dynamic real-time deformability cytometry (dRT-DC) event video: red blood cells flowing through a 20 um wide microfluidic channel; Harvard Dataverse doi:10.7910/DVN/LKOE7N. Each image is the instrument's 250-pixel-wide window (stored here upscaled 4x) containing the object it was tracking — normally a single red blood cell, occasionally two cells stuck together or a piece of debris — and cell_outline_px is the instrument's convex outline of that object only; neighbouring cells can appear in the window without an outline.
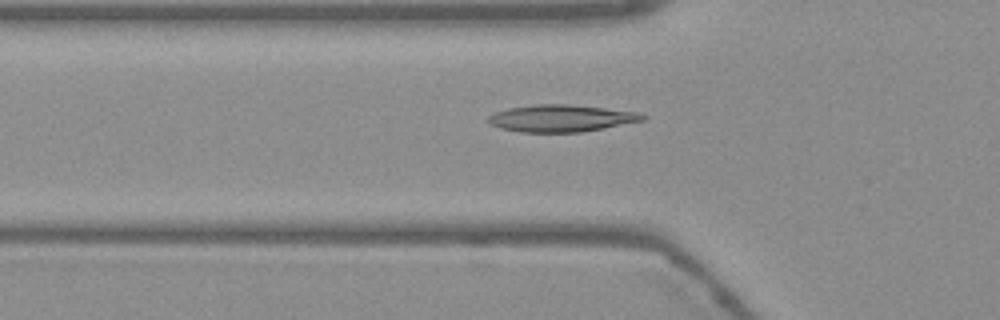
{"species": "Egyptian fruit bat (a non-hibernating species)", "species_latin": "Rousettus aegyptiacus", "temperature_condition": "warm", "stored_images_in_passage": 54, "camera_frame_rate_fps": 3000, "um_per_image_px": 0.085, "frame": {"image": 1, "passage_image": 18, "time_ms": 5.667, "image_size_px": [1000, 320], "cell_outline_px": [[648, 116], [644, 120], [604, 128], [580, 132], [520, 132], [500, 128], [488, 124], [484, 120], [488, 116], [496, 112], [508, 108], [532, 104], [568, 104], [604, 108], [636, 112]], "centroid_in_image_um": [47.63, 10.05], "position_along_channel_um": 78.2, "area_um2": 24.39}}
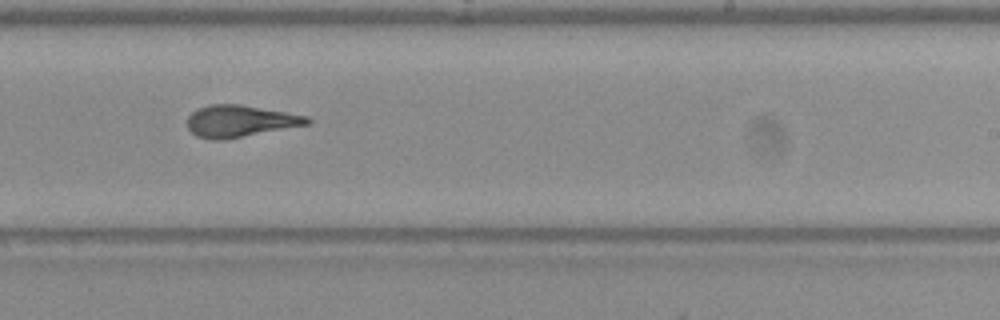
{"frame": {"image": 2, "passage_image": 33, "time_ms": 10.667, "image_size_px": [1000, 320], "cell_outline_px": [[312, 124], [224, 140], [212, 140], [196, 136], [188, 128], [188, 116], [196, 108], [208, 104], [240, 104], [308, 116], [312, 120]], "centroid_in_image_um": [20.42, 10.3], "position_along_channel_um": 268.6, "area_um2": 22.48}}
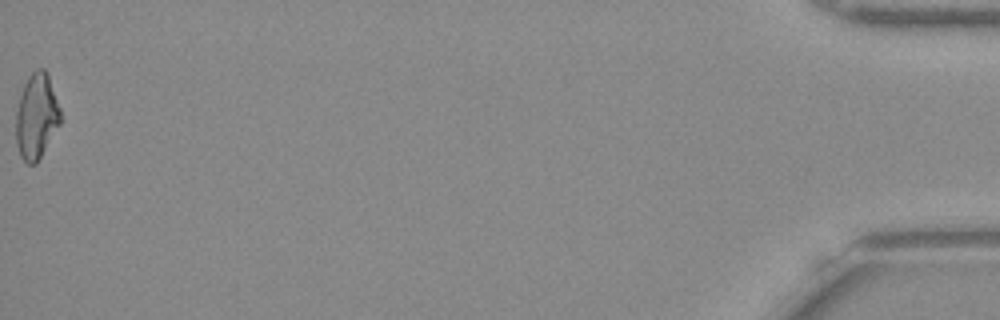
{"frame": {"image": 3, "passage_image": 54, "time_ms": 17.667, "image_size_px": [1000, 320], "cell_outline_px": [[60, 124], [36, 164], [28, 164], [20, 156], [16, 144], [16, 112], [20, 96], [24, 84], [28, 76], [36, 68], [44, 68], [48, 72], [60, 108]], "centroid_in_image_um": [3.1, 9.86], "position_along_channel_um": 432.1, "area_um2": 22.2}, "authors_computed_cell_mechanics": {"area_um2": 22.3975, "velocity_mm_per_s": 3.7869, "shape_relaxation_time_tau1_ms": 10.773, "shape_relaxation_time_tau2_ms": 2.154, "deformation_change_tau1": 0.2862, "deformation_change_tau2": 0.1021}}